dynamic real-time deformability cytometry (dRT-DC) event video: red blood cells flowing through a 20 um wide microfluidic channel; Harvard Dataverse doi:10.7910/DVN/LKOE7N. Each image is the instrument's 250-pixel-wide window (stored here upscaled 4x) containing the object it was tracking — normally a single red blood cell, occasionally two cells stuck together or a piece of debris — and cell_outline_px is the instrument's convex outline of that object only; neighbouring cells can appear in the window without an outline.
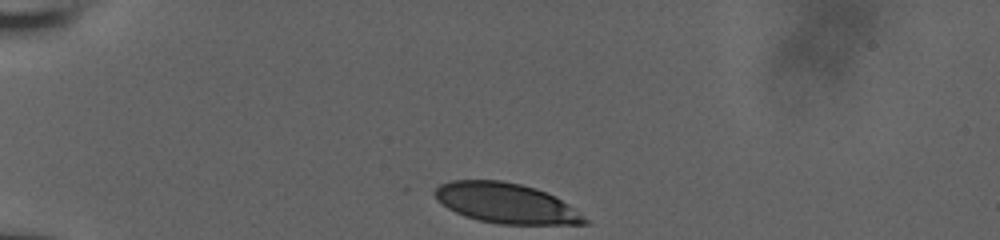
{"species": "human", "species_latin": "Homo sapiens", "temperature_condition": "room temperature", "stored_images_in_passage": 33, "camera_frame_rate_fps": 3000, "um_per_image_px": 0.085, "donor": {"sex": "male"}, "frame": {"image": 1, "passage_image": 1, "time_ms": 0.0, "image_size_px": [1000, 240], "cell_outline_px": [[592, 224], [500, 224], [480, 220], [464, 216], [448, 208], [436, 200], [432, 192], [440, 184], [452, 180], [500, 180], [520, 184], [536, 188], [568, 204], [580, 212]], "centroid_in_image_um": [42.99, 17.27], "position_along_channel_um": 42.0, "area_um2": 34.91}}
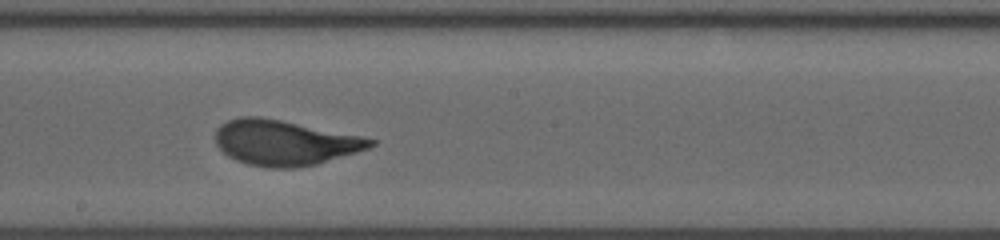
{"frame": {"image": 2, "passage_image": 19, "time_ms": 6.0, "image_size_px": [1000, 240], "cell_outline_px": [[376, 144], [368, 148], [356, 152], [316, 164], [296, 168], [268, 168], [248, 164], [236, 160], [228, 156], [216, 144], [216, 128], [220, 124], [228, 120], [240, 116], [260, 116], [360, 136], [376, 140]], "centroid_in_image_um": [24.15, 12.13], "position_along_channel_um": 224.1, "area_um2": 40.58}}
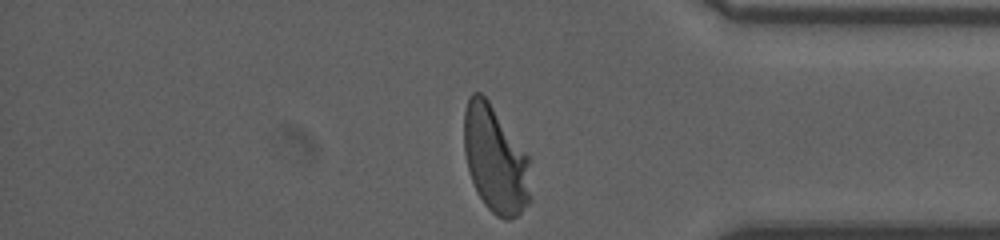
{"frame": {"image": 3, "passage_image": 33, "time_ms": 10.667, "image_size_px": [1000, 240], "cell_outline_px": [[532, 200], [516, 216], [508, 220], [504, 220], [496, 216], [484, 204], [476, 192], [468, 168], [464, 152], [464, 112], [468, 100], [472, 92], [480, 92], [488, 100], [528, 156]], "centroid_in_image_um": [42.1, 13.6], "position_along_channel_um": 393.1, "area_um2": 41.44}, "authors_computed_cell_mechanics": {"area_um2": 40.2288, "velocity_mm_per_s": 3.9056, "shape_relaxation_time_tau1_ms": 2.4403, "shape_relaxation_time_tau2_ms": null, "deformation_change_tau1": 0.1562, "deformation_change_tau2": null}}